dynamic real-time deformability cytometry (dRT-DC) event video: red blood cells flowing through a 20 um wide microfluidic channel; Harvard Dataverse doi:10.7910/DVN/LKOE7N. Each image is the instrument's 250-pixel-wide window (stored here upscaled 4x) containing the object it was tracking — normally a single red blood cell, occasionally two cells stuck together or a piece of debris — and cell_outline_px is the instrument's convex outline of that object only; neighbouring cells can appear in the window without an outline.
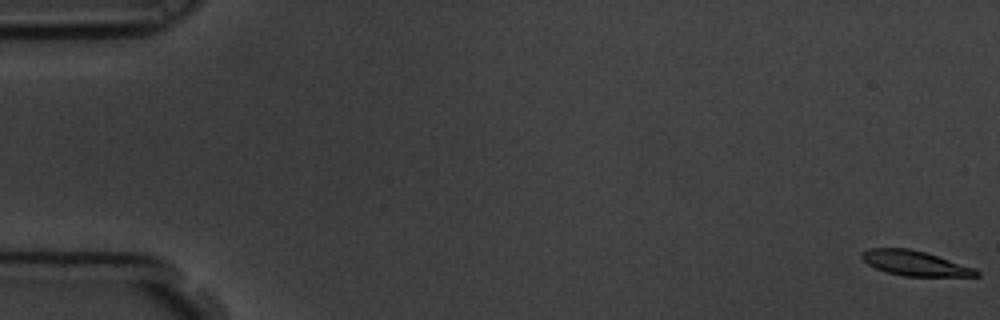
{"species": "common noctule bat (a hibernating species)", "species_latin": "Nyctalus noctula", "temperature_condition": "room temperature", "stored_images_in_passage": 5, "camera_frame_rate_fps": 3000, "um_per_image_px": 0.085, "animal": {"sex": "male", "body_mass_g": 19.5, "forearm_length_mm": 54.6}, "frame": {"image": 1, "passage_image": 1, "time_ms": 0.0, "image_size_px": [1000, 320], "cell_outline_px": [[980, 276], [904, 276], [884, 272], [868, 264], [860, 256], [860, 252], [868, 248], [908, 248], [924, 252], [976, 268], [980, 272]], "centroid_in_image_um": [77.75, 22.37], "position_along_channel_um": 7.3, "area_um2": 16.65}}
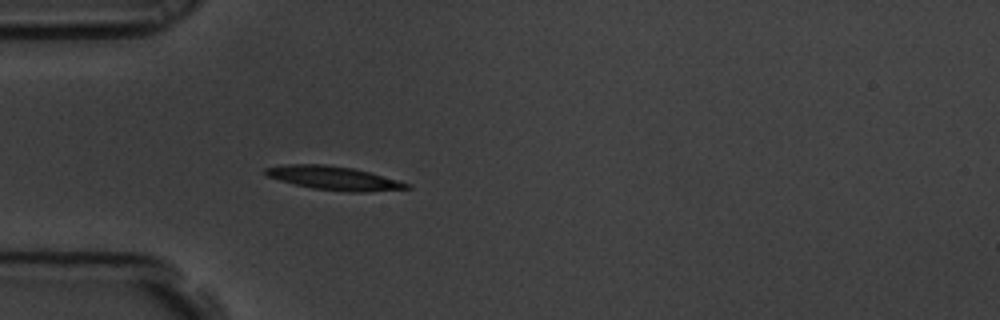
{"frame": {"image": 2, "passage_image": 5, "time_ms": 1.333, "image_size_px": [1000, 320], "cell_outline_px": [[412, 188], [364, 192], [348, 192], [312, 188], [280, 180], [268, 176], [264, 172], [264, 168], [284, 164], [324, 164], [352, 168], [368, 172], [412, 184]], "centroid_in_image_um": [28.38, 15.14], "position_along_channel_um": 56.6, "area_um2": 19.31}}